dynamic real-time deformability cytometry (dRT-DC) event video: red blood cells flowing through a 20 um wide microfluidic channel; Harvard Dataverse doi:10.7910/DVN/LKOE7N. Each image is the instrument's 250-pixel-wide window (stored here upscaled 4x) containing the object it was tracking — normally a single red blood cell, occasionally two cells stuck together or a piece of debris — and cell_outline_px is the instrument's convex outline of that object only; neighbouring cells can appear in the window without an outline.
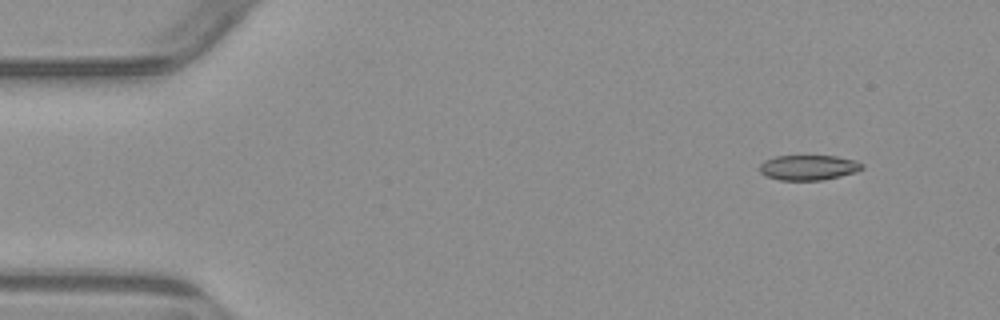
{"species": "common noctule bat (a hibernating species)", "species_latin": "Nyctalus noctula", "temperature_condition": "warm", "stored_images_in_passage": 6, "camera_frame_rate_fps": 3000, "um_per_image_px": 0.085, "animal": {"sex": "male", "body_mass_g": 23.1, "forearm_length_mm": 52.7}, "frame": {"image": 1, "passage_image": 2, "time_ms": 1.0, "image_size_px": [1000, 320], "cell_outline_px": [[864, 168], [856, 172], [840, 176], [820, 180], [780, 180], [764, 176], [760, 172], [760, 164], [764, 160], [776, 156], [836, 156], [856, 160], [864, 164]], "centroid_in_image_um": [68.73, 14.24], "position_along_channel_um": 16.3, "area_um2": 15.09}}